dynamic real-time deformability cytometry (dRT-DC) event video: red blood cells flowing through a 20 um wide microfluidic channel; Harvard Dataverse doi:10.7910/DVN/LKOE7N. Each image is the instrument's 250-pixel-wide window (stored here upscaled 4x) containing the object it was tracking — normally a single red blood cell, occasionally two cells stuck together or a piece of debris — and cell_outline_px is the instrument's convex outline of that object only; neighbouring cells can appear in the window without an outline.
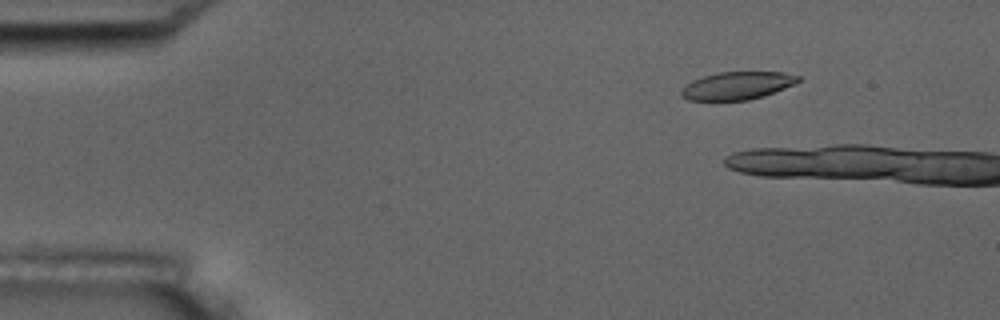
{"species": "common noctule bat (a hibernating species)", "species_latin": "Nyctalus noctula", "temperature_condition": "room temperature", "stored_images_in_passage": 2, "camera_frame_rate_fps": 3000, "um_per_image_px": 0.085, "animal": {"sex": "male", "body_mass_g": 17.5, "forearm_length_mm": 52.3}, "frame": {"image": 1, "passage_image": 1, "time_ms": 0.0, "image_size_px": [1000, 320], "cell_outline_px": [[800, 80], [784, 88], [764, 96], [748, 100], [688, 100], [680, 96], [680, 92], [692, 80], [704, 76], [720, 72], [780, 72], [800, 76]], "centroid_in_image_um": [62.65, 7.28], "position_along_channel_um": 22.4, "area_um2": 18.67}}